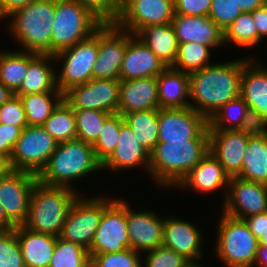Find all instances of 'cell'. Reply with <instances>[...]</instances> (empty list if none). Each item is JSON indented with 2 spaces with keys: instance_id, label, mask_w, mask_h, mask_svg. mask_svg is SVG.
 Instances as JSON below:
<instances>
[{
  "instance_id": "6da1fadb",
  "label": "cell",
  "mask_w": 267,
  "mask_h": 267,
  "mask_svg": "<svg viewBox=\"0 0 267 267\" xmlns=\"http://www.w3.org/2000/svg\"><path fill=\"white\" fill-rule=\"evenodd\" d=\"M249 60L214 62L189 74L190 107L209 120L228 101L238 98L243 66Z\"/></svg>"
},
{
  "instance_id": "7a4b0ae2",
  "label": "cell",
  "mask_w": 267,
  "mask_h": 267,
  "mask_svg": "<svg viewBox=\"0 0 267 267\" xmlns=\"http://www.w3.org/2000/svg\"><path fill=\"white\" fill-rule=\"evenodd\" d=\"M101 170L93 146L74 139L59 143L44 168L37 175V181L48 186L73 188L70 184L81 177Z\"/></svg>"
},
{
  "instance_id": "3957f363",
  "label": "cell",
  "mask_w": 267,
  "mask_h": 267,
  "mask_svg": "<svg viewBox=\"0 0 267 267\" xmlns=\"http://www.w3.org/2000/svg\"><path fill=\"white\" fill-rule=\"evenodd\" d=\"M209 152V141L158 142L150 152L149 174L157 185L176 187Z\"/></svg>"
},
{
  "instance_id": "277c9868",
  "label": "cell",
  "mask_w": 267,
  "mask_h": 267,
  "mask_svg": "<svg viewBox=\"0 0 267 267\" xmlns=\"http://www.w3.org/2000/svg\"><path fill=\"white\" fill-rule=\"evenodd\" d=\"M55 1H33L8 17L9 33L24 51L51 55Z\"/></svg>"
},
{
  "instance_id": "5b68a950",
  "label": "cell",
  "mask_w": 267,
  "mask_h": 267,
  "mask_svg": "<svg viewBox=\"0 0 267 267\" xmlns=\"http://www.w3.org/2000/svg\"><path fill=\"white\" fill-rule=\"evenodd\" d=\"M74 188L48 186L37 182L32 191L29 214L24 226L38 233L59 237L73 202Z\"/></svg>"
},
{
  "instance_id": "8992f818",
  "label": "cell",
  "mask_w": 267,
  "mask_h": 267,
  "mask_svg": "<svg viewBox=\"0 0 267 267\" xmlns=\"http://www.w3.org/2000/svg\"><path fill=\"white\" fill-rule=\"evenodd\" d=\"M103 22L75 0H56L51 55L89 38Z\"/></svg>"
},
{
  "instance_id": "52a82bcc",
  "label": "cell",
  "mask_w": 267,
  "mask_h": 267,
  "mask_svg": "<svg viewBox=\"0 0 267 267\" xmlns=\"http://www.w3.org/2000/svg\"><path fill=\"white\" fill-rule=\"evenodd\" d=\"M215 253L226 267H253L259 240L243 219L221 214Z\"/></svg>"
},
{
  "instance_id": "ba28073f",
  "label": "cell",
  "mask_w": 267,
  "mask_h": 267,
  "mask_svg": "<svg viewBox=\"0 0 267 267\" xmlns=\"http://www.w3.org/2000/svg\"><path fill=\"white\" fill-rule=\"evenodd\" d=\"M98 55V29L87 39L54 54V61L62 62L56 75L57 88L63 94L71 87L93 78V67ZM62 60V61H61Z\"/></svg>"
},
{
  "instance_id": "9c48e42d",
  "label": "cell",
  "mask_w": 267,
  "mask_h": 267,
  "mask_svg": "<svg viewBox=\"0 0 267 267\" xmlns=\"http://www.w3.org/2000/svg\"><path fill=\"white\" fill-rule=\"evenodd\" d=\"M113 201L106 197L81 196L73 202L63 224L61 235L65 241L81 245L90 250L103 210Z\"/></svg>"
},
{
  "instance_id": "30bf717a",
  "label": "cell",
  "mask_w": 267,
  "mask_h": 267,
  "mask_svg": "<svg viewBox=\"0 0 267 267\" xmlns=\"http://www.w3.org/2000/svg\"><path fill=\"white\" fill-rule=\"evenodd\" d=\"M58 143L41 126L27 125L10 155L14 170L38 175L56 150Z\"/></svg>"
},
{
  "instance_id": "8fae6325",
  "label": "cell",
  "mask_w": 267,
  "mask_h": 267,
  "mask_svg": "<svg viewBox=\"0 0 267 267\" xmlns=\"http://www.w3.org/2000/svg\"><path fill=\"white\" fill-rule=\"evenodd\" d=\"M159 142L209 141L208 120L191 107L158 109Z\"/></svg>"
},
{
  "instance_id": "7c38bea8",
  "label": "cell",
  "mask_w": 267,
  "mask_h": 267,
  "mask_svg": "<svg viewBox=\"0 0 267 267\" xmlns=\"http://www.w3.org/2000/svg\"><path fill=\"white\" fill-rule=\"evenodd\" d=\"M129 248L127 202L114 199L104 210L89 250L90 258L103 253H117Z\"/></svg>"
},
{
  "instance_id": "4fadbf2b",
  "label": "cell",
  "mask_w": 267,
  "mask_h": 267,
  "mask_svg": "<svg viewBox=\"0 0 267 267\" xmlns=\"http://www.w3.org/2000/svg\"><path fill=\"white\" fill-rule=\"evenodd\" d=\"M132 33L115 23H103L98 28V55L93 67V79H119L120 67Z\"/></svg>"
},
{
  "instance_id": "5bb4252c",
  "label": "cell",
  "mask_w": 267,
  "mask_h": 267,
  "mask_svg": "<svg viewBox=\"0 0 267 267\" xmlns=\"http://www.w3.org/2000/svg\"><path fill=\"white\" fill-rule=\"evenodd\" d=\"M120 79H91L69 88L63 93V100L72 109H94L117 113L119 109Z\"/></svg>"
},
{
  "instance_id": "9a60e30c",
  "label": "cell",
  "mask_w": 267,
  "mask_h": 267,
  "mask_svg": "<svg viewBox=\"0 0 267 267\" xmlns=\"http://www.w3.org/2000/svg\"><path fill=\"white\" fill-rule=\"evenodd\" d=\"M173 16L174 0H122L120 14L114 23L136 35L146 26L171 23Z\"/></svg>"
},
{
  "instance_id": "2e32d148",
  "label": "cell",
  "mask_w": 267,
  "mask_h": 267,
  "mask_svg": "<svg viewBox=\"0 0 267 267\" xmlns=\"http://www.w3.org/2000/svg\"><path fill=\"white\" fill-rule=\"evenodd\" d=\"M37 175L13 170L0 179V205L8 220L16 227L25 224Z\"/></svg>"
},
{
  "instance_id": "e0dca14e",
  "label": "cell",
  "mask_w": 267,
  "mask_h": 267,
  "mask_svg": "<svg viewBox=\"0 0 267 267\" xmlns=\"http://www.w3.org/2000/svg\"><path fill=\"white\" fill-rule=\"evenodd\" d=\"M223 212L229 216L245 219L267 212V185L230 177Z\"/></svg>"
},
{
  "instance_id": "ac0fdd59",
  "label": "cell",
  "mask_w": 267,
  "mask_h": 267,
  "mask_svg": "<svg viewBox=\"0 0 267 267\" xmlns=\"http://www.w3.org/2000/svg\"><path fill=\"white\" fill-rule=\"evenodd\" d=\"M164 218L152 210H131L127 203V233L129 248L146 252L163 244Z\"/></svg>"
},
{
  "instance_id": "d6986e66",
  "label": "cell",
  "mask_w": 267,
  "mask_h": 267,
  "mask_svg": "<svg viewBox=\"0 0 267 267\" xmlns=\"http://www.w3.org/2000/svg\"><path fill=\"white\" fill-rule=\"evenodd\" d=\"M209 152L218 160L229 177L241 173L248 135L239 130H208Z\"/></svg>"
},
{
  "instance_id": "ffe728a7",
  "label": "cell",
  "mask_w": 267,
  "mask_h": 267,
  "mask_svg": "<svg viewBox=\"0 0 267 267\" xmlns=\"http://www.w3.org/2000/svg\"><path fill=\"white\" fill-rule=\"evenodd\" d=\"M204 239L198 227L190 221L166 217L164 219L163 246L173 249L189 261L202 258Z\"/></svg>"
},
{
  "instance_id": "44dd1931",
  "label": "cell",
  "mask_w": 267,
  "mask_h": 267,
  "mask_svg": "<svg viewBox=\"0 0 267 267\" xmlns=\"http://www.w3.org/2000/svg\"><path fill=\"white\" fill-rule=\"evenodd\" d=\"M171 25L178 43L196 42L211 49L224 45V32L208 16L174 14Z\"/></svg>"
},
{
  "instance_id": "7402d4cb",
  "label": "cell",
  "mask_w": 267,
  "mask_h": 267,
  "mask_svg": "<svg viewBox=\"0 0 267 267\" xmlns=\"http://www.w3.org/2000/svg\"><path fill=\"white\" fill-rule=\"evenodd\" d=\"M150 152L137 141L132 129L124 123L121 126L118 143L112 154L101 164V169L110 172L146 166L149 173Z\"/></svg>"
},
{
  "instance_id": "603a6c76",
  "label": "cell",
  "mask_w": 267,
  "mask_h": 267,
  "mask_svg": "<svg viewBox=\"0 0 267 267\" xmlns=\"http://www.w3.org/2000/svg\"><path fill=\"white\" fill-rule=\"evenodd\" d=\"M167 66L137 37L127 44L119 79L157 77Z\"/></svg>"
},
{
  "instance_id": "cb8c5ba5",
  "label": "cell",
  "mask_w": 267,
  "mask_h": 267,
  "mask_svg": "<svg viewBox=\"0 0 267 267\" xmlns=\"http://www.w3.org/2000/svg\"><path fill=\"white\" fill-rule=\"evenodd\" d=\"M151 109H159L157 77L120 80L118 113Z\"/></svg>"
},
{
  "instance_id": "d4e9b609",
  "label": "cell",
  "mask_w": 267,
  "mask_h": 267,
  "mask_svg": "<svg viewBox=\"0 0 267 267\" xmlns=\"http://www.w3.org/2000/svg\"><path fill=\"white\" fill-rule=\"evenodd\" d=\"M229 175L218 160L208 152L207 155L194 167L176 186L178 188L193 189L199 193H211L216 190H224L226 197ZM221 188V189H220Z\"/></svg>"
},
{
  "instance_id": "484cf974",
  "label": "cell",
  "mask_w": 267,
  "mask_h": 267,
  "mask_svg": "<svg viewBox=\"0 0 267 267\" xmlns=\"http://www.w3.org/2000/svg\"><path fill=\"white\" fill-rule=\"evenodd\" d=\"M15 232L25 267H49L57 237L35 232L24 225L16 226Z\"/></svg>"
},
{
  "instance_id": "4316f807",
  "label": "cell",
  "mask_w": 267,
  "mask_h": 267,
  "mask_svg": "<svg viewBox=\"0 0 267 267\" xmlns=\"http://www.w3.org/2000/svg\"><path fill=\"white\" fill-rule=\"evenodd\" d=\"M159 109L190 107L189 74L166 67L157 76Z\"/></svg>"
},
{
  "instance_id": "83f0119b",
  "label": "cell",
  "mask_w": 267,
  "mask_h": 267,
  "mask_svg": "<svg viewBox=\"0 0 267 267\" xmlns=\"http://www.w3.org/2000/svg\"><path fill=\"white\" fill-rule=\"evenodd\" d=\"M240 96L267 119V67L253 58L243 66Z\"/></svg>"
},
{
  "instance_id": "f1b7e54d",
  "label": "cell",
  "mask_w": 267,
  "mask_h": 267,
  "mask_svg": "<svg viewBox=\"0 0 267 267\" xmlns=\"http://www.w3.org/2000/svg\"><path fill=\"white\" fill-rule=\"evenodd\" d=\"M53 60V55L37 54L29 62L23 82L14 94L20 97L33 93L60 92L56 82V74L59 72L50 65Z\"/></svg>"
},
{
  "instance_id": "f546056e",
  "label": "cell",
  "mask_w": 267,
  "mask_h": 267,
  "mask_svg": "<svg viewBox=\"0 0 267 267\" xmlns=\"http://www.w3.org/2000/svg\"><path fill=\"white\" fill-rule=\"evenodd\" d=\"M137 36L167 67H172L177 55L178 40L171 25H149Z\"/></svg>"
},
{
  "instance_id": "4dcf8cb0",
  "label": "cell",
  "mask_w": 267,
  "mask_h": 267,
  "mask_svg": "<svg viewBox=\"0 0 267 267\" xmlns=\"http://www.w3.org/2000/svg\"><path fill=\"white\" fill-rule=\"evenodd\" d=\"M237 177L267 185V134L249 136L241 173Z\"/></svg>"
},
{
  "instance_id": "1f68e13d",
  "label": "cell",
  "mask_w": 267,
  "mask_h": 267,
  "mask_svg": "<svg viewBox=\"0 0 267 267\" xmlns=\"http://www.w3.org/2000/svg\"><path fill=\"white\" fill-rule=\"evenodd\" d=\"M36 53L27 51H0V82L15 93L23 82L29 62Z\"/></svg>"
},
{
  "instance_id": "d6a6232c",
  "label": "cell",
  "mask_w": 267,
  "mask_h": 267,
  "mask_svg": "<svg viewBox=\"0 0 267 267\" xmlns=\"http://www.w3.org/2000/svg\"><path fill=\"white\" fill-rule=\"evenodd\" d=\"M123 117L125 123L132 129L137 141L151 152L159 142L158 109L134 111Z\"/></svg>"
},
{
  "instance_id": "836d02e7",
  "label": "cell",
  "mask_w": 267,
  "mask_h": 267,
  "mask_svg": "<svg viewBox=\"0 0 267 267\" xmlns=\"http://www.w3.org/2000/svg\"><path fill=\"white\" fill-rule=\"evenodd\" d=\"M28 125L41 126L63 100L61 92H41L20 96Z\"/></svg>"
},
{
  "instance_id": "e575fe53",
  "label": "cell",
  "mask_w": 267,
  "mask_h": 267,
  "mask_svg": "<svg viewBox=\"0 0 267 267\" xmlns=\"http://www.w3.org/2000/svg\"><path fill=\"white\" fill-rule=\"evenodd\" d=\"M59 143L76 139V117L74 110L62 100L42 125Z\"/></svg>"
},
{
  "instance_id": "d590c367",
  "label": "cell",
  "mask_w": 267,
  "mask_h": 267,
  "mask_svg": "<svg viewBox=\"0 0 267 267\" xmlns=\"http://www.w3.org/2000/svg\"><path fill=\"white\" fill-rule=\"evenodd\" d=\"M210 49L196 42L179 43L172 67L187 74L201 70L212 64Z\"/></svg>"
},
{
  "instance_id": "8d00e7d4",
  "label": "cell",
  "mask_w": 267,
  "mask_h": 267,
  "mask_svg": "<svg viewBox=\"0 0 267 267\" xmlns=\"http://www.w3.org/2000/svg\"><path fill=\"white\" fill-rule=\"evenodd\" d=\"M231 42L249 49L258 45V31L251 12H242L224 31V45Z\"/></svg>"
},
{
  "instance_id": "74e56055",
  "label": "cell",
  "mask_w": 267,
  "mask_h": 267,
  "mask_svg": "<svg viewBox=\"0 0 267 267\" xmlns=\"http://www.w3.org/2000/svg\"><path fill=\"white\" fill-rule=\"evenodd\" d=\"M125 123L120 113L110 114L103 124L96 142L92 145L96 159L102 164L114 151L118 143L121 126Z\"/></svg>"
},
{
  "instance_id": "f35d334b",
  "label": "cell",
  "mask_w": 267,
  "mask_h": 267,
  "mask_svg": "<svg viewBox=\"0 0 267 267\" xmlns=\"http://www.w3.org/2000/svg\"><path fill=\"white\" fill-rule=\"evenodd\" d=\"M247 109L241 96L228 101L208 120V130H238Z\"/></svg>"
},
{
  "instance_id": "ab89813d",
  "label": "cell",
  "mask_w": 267,
  "mask_h": 267,
  "mask_svg": "<svg viewBox=\"0 0 267 267\" xmlns=\"http://www.w3.org/2000/svg\"><path fill=\"white\" fill-rule=\"evenodd\" d=\"M89 251L81 245L57 237L49 267H90Z\"/></svg>"
},
{
  "instance_id": "60d3db41",
  "label": "cell",
  "mask_w": 267,
  "mask_h": 267,
  "mask_svg": "<svg viewBox=\"0 0 267 267\" xmlns=\"http://www.w3.org/2000/svg\"><path fill=\"white\" fill-rule=\"evenodd\" d=\"M73 110L76 117V139L93 145L110 113L94 109Z\"/></svg>"
},
{
  "instance_id": "b9f144b4",
  "label": "cell",
  "mask_w": 267,
  "mask_h": 267,
  "mask_svg": "<svg viewBox=\"0 0 267 267\" xmlns=\"http://www.w3.org/2000/svg\"><path fill=\"white\" fill-rule=\"evenodd\" d=\"M140 252L130 248L117 253H103L91 257L90 267H143Z\"/></svg>"
},
{
  "instance_id": "7bdbcfd3",
  "label": "cell",
  "mask_w": 267,
  "mask_h": 267,
  "mask_svg": "<svg viewBox=\"0 0 267 267\" xmlns=\"http://www.w3.org/2000/svg\"><path fill=\"white\" fill-rule=\"evenodd\" d=\"M0 267H25L15 229L0 232Z\"/></svg>"
},
{
  "instance_id": "ee69618b",
  "label": "cell",
  "mask_w": 267,
  "mask_h": 267,
  "mask_svg": "<svg viewBox=\"0 0 267 267\" xmlns=\"http://www.w3.org/2000/svg\"><path fill=\"white\" fill-rule=\"evenodd\" d=\"M144 267H184L189 260L163 245L146 251Z\"/></svg>"
},
{
  "instance_id": "f6af8a7d",
  "label": "cell",
  "mask_w": 267,
  "mask_h": 267,
  "mask_svg": "<svg viewBox=\"0 0 267 267\" xmlns=\"http://www.w3.org/2000/svg\"><path fill=\"white\" fill-rule=\"evenodd\" d=\"M241 13L234 0H212L208 17L224 32Z\"/></svg>"
},
{
  "instance_id": "bcb514c9",
  "label": "cell",
  "mask_w": 267,
  "mask_h": 267,
  "mask_svg": "<svg viewBox=\"0 0 267 267\" xmlns=\"http://www.w3.org/2000/svg\"><path fill=\"white\" fill-rule=\"evenodd\" d=\"M0 123L24 129L27 124L22 100L15 94L0 106Z\"/></svg>"
},
{
  "instance_id": "7dc6e473",
  "label": "cell",
  "mask_w": 267,
  "mask_h": 267,
  "mask_svg": "<svg viewBox=\"0 0 267 267\" xmlns=\"http://www.w3.org/2000/svg\"><path fill=\"white\" fill-rule=\"evenodd\" d=\"M87 7L103 23H114L121 11V0H75Z\"/></svg>"
},
{
  "instance_id": "c3c4849f",
  "label": "cell",
  "mask_w": 267,
  "mask_h": 267,
  "mask_svg": "<svg viewBox=\"0 0 267 267\" xmlns=\"http://www.w3.org/2000/svg\"><path fill=\"white\" fill-rule=\"evenodd\" d=\"M238 130L250 137L266 135L267 119L257 110L248 108Z\"/></svg>"
},
{
  "instance_id": "681fc988",
  "label": "cell",
  "mask_w": 267,
  "mask_h": 267,
  "mask_svg": "<svg viewBox=\"0 0 267 267\" xmlns=\"http://www.w3.org/2000/svg\"><path fill=\"white\" fill-rule=\"evenodd\" d=\"M212 0H174V14L208 16Z\"/></svg>"
},
{
  "instance_id": "f907efd6",
  "label": "cell",
  "mask_w": 267,
  "mask_h": 267,
  "mask_svg": "<svg viewBox=\"0 0 267 267\" xmlns=\"http://www.w3.org/2000/svg\"><path fill=\"white\" fill-rule=\"evenodd\" d=\"M22 129L18 126L0 123V153L11 155Z\"/></svg>"
},
{
  "instance_id": "816d5d0a",
  "label": "cell",
  "mask_w": 267,
  "mask_h": 267,
  "mask_svg": "<svg viewBox=\"0 0 267 267\" xmlns=\"http://www.w3.org/2000/svg\"><path fill=\"white\" fill-rule=\"evenodd\" d=\"M244 221L258 240L267 232V212L249 216Z\"/></svg>"
},
{
  "instance_id": "f5cc1de1",
  "label": "cell",
  "mask_w": 267,
  "mask_h": 267,
  "mask_svg": "<svg viewBox=\"0 0 267 267\" xmlns=\"http://www.w3.org/2000/svg\"><path fill=\"white\" fill-rule=\"evenodd\" d=\"M258 31V44L267 37V4L251 12Z\"/></svg>"
},
{
  "instance_id": "db71d44e",
  "label": "cell",
  "mask_w": 267,
  "mask_h": 267,
  "mask_svg": "<svg viewBox=\"0 0 267 267\" xmlns=\"http://www.w3.org/2000/svg\"><path fill=\"white\" fill-rule=\"evenodd\" d=\"M36 0H0V18L4 19L15 11L27 6Z\"/></svg>"
},
{
  "instance_id": "11a10c76",
  "label": "cell",
  "mask_w": 267,
  "mask_h": 267,
  "mask_svg": "<svg viewBox=\"0 0 267 267\" xmlns=\"http://www.w3.org/2000/svg\"><path fill=\"white\" fill-rule=\"evenodd\" d=\"M242 12H252L267 4V0H234Z\"/></svg>"
},
{
  "instance_id": "9f6ffc18",
  "label": "cell",
  "mask_w": 267,
  "mask_h": 267,
  "mask_svg": "<svg viewBox=\"0 0 267 267\" xmlns=\"http://www.w3.org/2000/svg\"><path fill=\"white\" fill-rule=\"evenodd\" d=\"M253 267H267V245L258 244Z\"/></svg>"
},
{
  "instance_id": "6f0895ef",
  "label": "cell",
  "mask_w": 267,
  "mask_h": 267,
  "mask_svg": "<svg viewBox=\"0 0 267 267\" xmlns=\"http://www.w3.org/2000/svg\"><path fill=\"white\" fill-rule=\"evenodd\" d=\"M14 170L10 156L7 154L0 153V179Z\"/></svg>"
},
{
  "instance_id": "680465c9",
  "label": "cell",
  "mask_w": 267,
  "mask_h": 267,
  "mask_svg": "<svg viewBox=\"0 0 267 267\" xmlns=\"http://www.w3.org/2000/svg\"><path fill=\"white\" fill-rule=\"evenodd\" d=\"M12 229H15V226L8 220L2 206L0 205V232H6Z\"/></svg>"
},
{
  "instance_id": "91938a15",
  "label": "cell",
  "mask_w": 267,
  "mask_h": 267,
  "mask_svg": "<svg viewBox=\"0 0 267 267\" xmlns=\"http://www.w3.org/2000/svg\"><path fill=\"white\" fill-rule=\"evenodd\" d=\"M14 93L0 82V106L5 103Z\"/></svg>"
},
{
  "instance_id": "94428289",
  "label": "cell",
  "mask_w": 267,
  "mask_h": 267,
  "mask_svg": "<svg viewBox=\"0 0 267 267\" xmlns=\"http://www.w3.org/2000/svg\"><path fill=\"white\" fill-rule=\"evenodd\" d=\"M184 267H202L197 261H189Z\"/></svg>"
},
{
  "instance_id": "6125c7cd",
  "label": "cell",
  "mask_w": 267,
  "mask_h": 267,
  "mask_svg": "<svg viewBox=\"0 0 267 267\" xmlns=\"http://www.w3.org/2000/svg\"><path fill=\"white\" fill-rule=\"evenodd\" d=\"M259 244L267 245V232L261 236L259 239Z\"/></svg>"
}]
</instances>
